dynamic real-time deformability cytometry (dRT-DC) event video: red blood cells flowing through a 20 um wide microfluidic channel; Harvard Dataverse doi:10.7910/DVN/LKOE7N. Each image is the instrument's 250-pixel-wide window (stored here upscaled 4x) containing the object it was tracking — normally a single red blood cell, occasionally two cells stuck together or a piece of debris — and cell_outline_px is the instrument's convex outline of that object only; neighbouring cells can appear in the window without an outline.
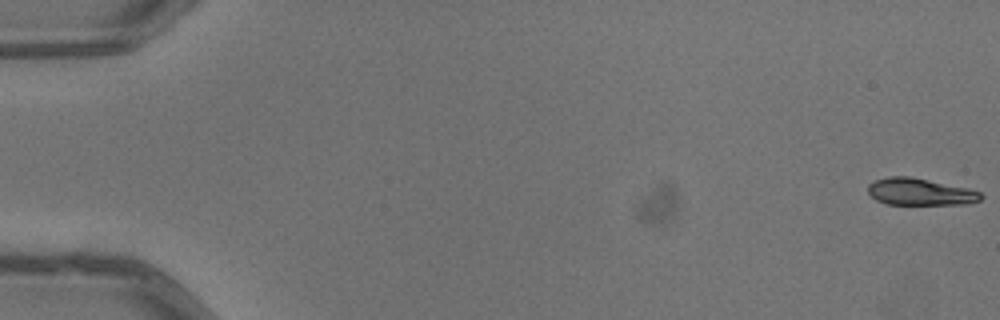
{"species": "common noctule bat (a hibernating species)", "species_latin": "Nyctalus noctula", "temperature_condition": "warm", "stored_images_in_passage": 5, "camera_frame_rate_fps": 3000, "um_per_image_px": 0.085, "animal": {"sex": "male", "body_mass_g": 13.3}, "frame": {"image": 1, "passage_image": 1, "time_ms": 0.0, "image_size_px": [1000, 320], "cell_outline_px": [[984, 196], [980, 200], [968, 204], [888, 204], [876, 200], [868, 192], [868, 184], [876, 180], [888, 176], [908, 176], [968, 188], [980, 192]], "centroid_in_image_um": [78.21, 16.31], "position_along_channel_um": 6.8, "area_um2": 17.63}}
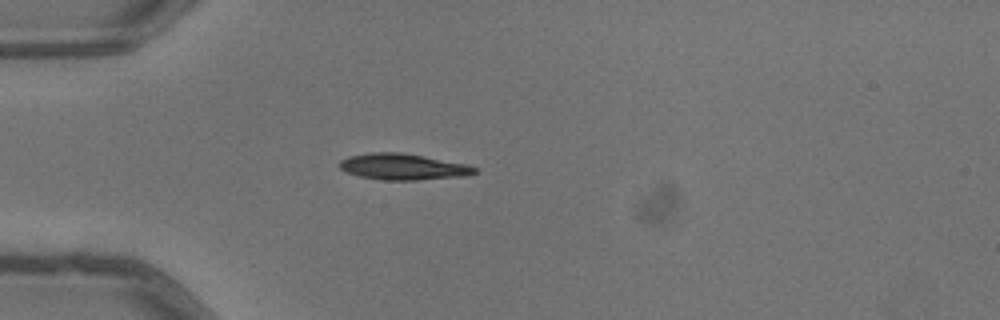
{"frame": {"image": 2, "passage_image": 5, "time_ms": 1.333, "image_size_px": [1000, 320], "cell_outline_px": [[476, 172], [468, 176], [416, 180], [384, 180], [360, 176], [344, 172], [336, 164], [340, 160], [348, 156], [372, 152], [400, 152], [464, 164], [476, 168]], "centroid_in_image_um": [34.18, 14.18], "position_along_channel_um": 50.8, "area_um2": 20.52}}